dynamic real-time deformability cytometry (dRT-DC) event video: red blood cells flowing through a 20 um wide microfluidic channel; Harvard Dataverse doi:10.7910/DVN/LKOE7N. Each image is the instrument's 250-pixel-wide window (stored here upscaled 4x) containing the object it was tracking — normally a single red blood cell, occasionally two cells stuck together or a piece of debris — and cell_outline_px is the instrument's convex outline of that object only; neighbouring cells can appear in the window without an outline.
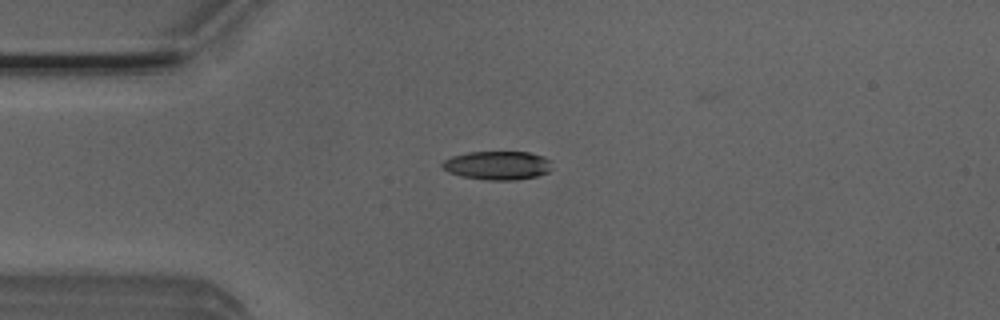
{"species": "Egyptian fruit bat (a non-hibernating species)", "species_latin": "Rousettus aegyptiacus", "temperature_condition": "room temperature", "stored_images_in_passage": 6, "camera_frame_rate_fps": 3000, "um_per_image_px": 0.085, "animal": {"sex": "male"}, "frame": {"image": 1, "passage_image": 3, "time_ms": 0.667, "image_size_px": [1000, 320], "cell_outline_px": [[552, 160], [548, 172], [536, 176], [516, 180], [488, 180], [460, 176], [448, 172], [440, 164], [444, 160], [452, 156], [468, 152], [528, 152], [544, 156]], "centroid_in_image_um": [42.28, 14.05], "position_along_channel_um": 42.7, "area_um2": 18.38}}